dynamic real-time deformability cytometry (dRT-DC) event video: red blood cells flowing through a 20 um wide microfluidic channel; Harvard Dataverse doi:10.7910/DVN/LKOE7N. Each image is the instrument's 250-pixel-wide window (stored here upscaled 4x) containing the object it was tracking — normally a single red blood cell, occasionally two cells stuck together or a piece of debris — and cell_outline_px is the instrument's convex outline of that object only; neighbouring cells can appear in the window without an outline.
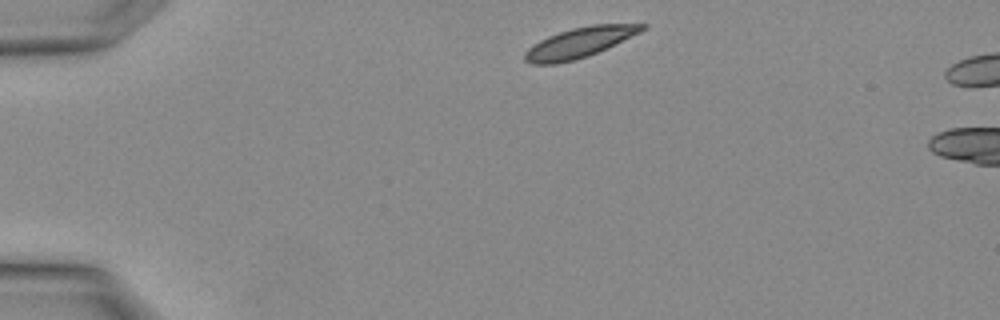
{"species": "Egyptian fruit bat (a non-hibernating species)", "species_latin": "Rousettus aegyptiacus", "temperature_condition": "warm", "stored_images_in_passage": 2, "camera_frame_rate_fps": 3000, "um_per_image_px": 0.085, "animal": {"sex": "female"}, "frame": {"image": 1, "passage_image": 1, "time_ms": 0.0, "image_size_px": [1000, 320], "cell_outline_px": [[648, 28], [640, 32], [588, 56], [556, 64], [532, 64], [524, 60], [524, 52], [532, 44], [548, 36], [572, 28], [592, 24], [648, 24]], "centroid_in_image_um": [49.22, 3.61], "position_along_channel_um": 35.8, "area_um2": 20.4}}